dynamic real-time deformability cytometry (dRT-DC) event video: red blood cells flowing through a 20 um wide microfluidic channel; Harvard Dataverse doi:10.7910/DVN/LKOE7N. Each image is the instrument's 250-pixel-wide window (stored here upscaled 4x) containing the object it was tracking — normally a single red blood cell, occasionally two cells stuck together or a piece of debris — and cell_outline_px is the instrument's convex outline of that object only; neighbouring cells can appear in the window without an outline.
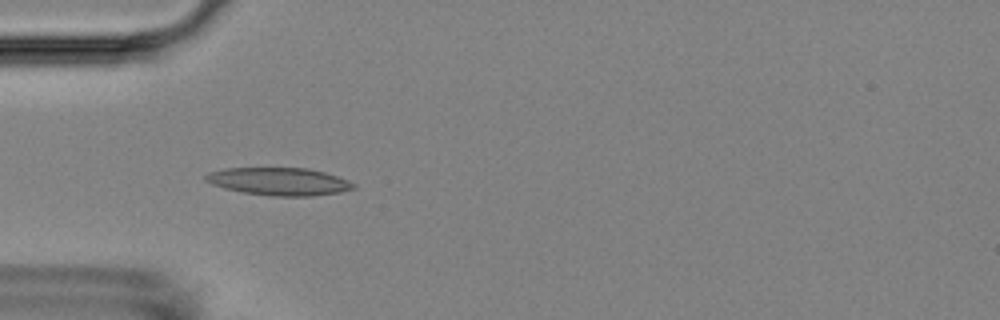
{"species": "Egyptian fruit bat (a non-hibernating species)", "species_latin": "Rousettus aegyptiacus", "temperature_condition": "room temperature", "stored_images_in_passage": 7, "camera_frame_rate_fps": 3000, "um_per_image_px": 0.085, "animal": {"sex": "female"}, "frame": {"image": 1, "passage_image": 4, "time_ms": 3.333, "image_size_px": [1000, 320], "cell_outline_px": [[356, 188], [340, 192], [312, 196], [272, 196], [244, 192], [224, 188], [212, 184], [204, 180], [204, 176], [208, 172], [224, 168], [308, 168], [324, 172], [348, 180], [356, 184]], "centroid_in_image_um": [23.72, 15.42], "position_along_channel_um": 61.3, "area_um2": 23.87}}
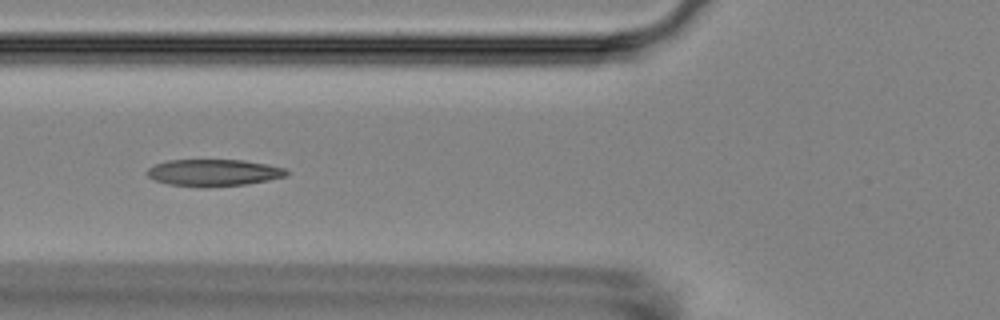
{"frame": {"image": 2, "passage_image": 5, "time_ms": 4.667, "image_size_px": [1000, 320], "cell_outline_px": [[288, 176], [268, 180], [244, 184], [208, 188], [204, 188], [168, 184], [156, 180], [148, 176], [144, 172], [148, 168], [156, 164], [168, 160], [244, 160], [268, 164], [284, 168], [288, 172]], "centroid_in_image_um": [18.15, 14.68], "position_along_channel_um": 107.7, "area_um2": 21.96}}
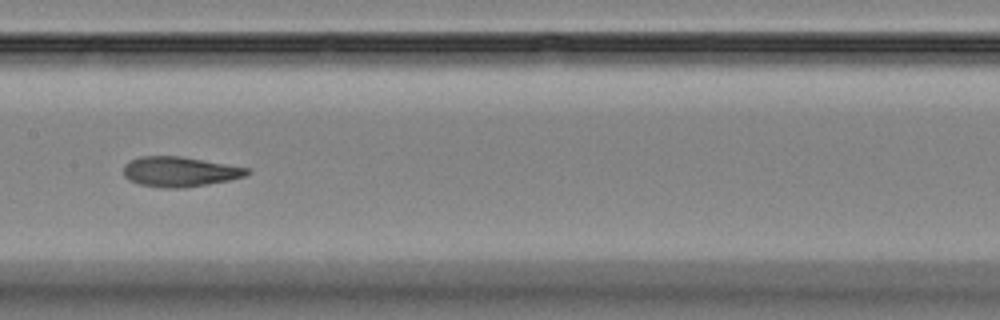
{"frame": {"image": 3, "passage_image": 7, "time_ms": 7.0, "image_size_px": [1000, 320], "cell_outline_px": [[252, 172], [244, 176], [228, 180], [208, 184], [184, 188], [160, 188], [140, 184], [128, 180], [124, 176], [124, 164], [128, 160], [140, 156], [180, 156], [248, 168]], "centroid_in_image_um": [15.22, 14.59], "position_along_channel_um": 192.2, "area_um2": 21.62}}